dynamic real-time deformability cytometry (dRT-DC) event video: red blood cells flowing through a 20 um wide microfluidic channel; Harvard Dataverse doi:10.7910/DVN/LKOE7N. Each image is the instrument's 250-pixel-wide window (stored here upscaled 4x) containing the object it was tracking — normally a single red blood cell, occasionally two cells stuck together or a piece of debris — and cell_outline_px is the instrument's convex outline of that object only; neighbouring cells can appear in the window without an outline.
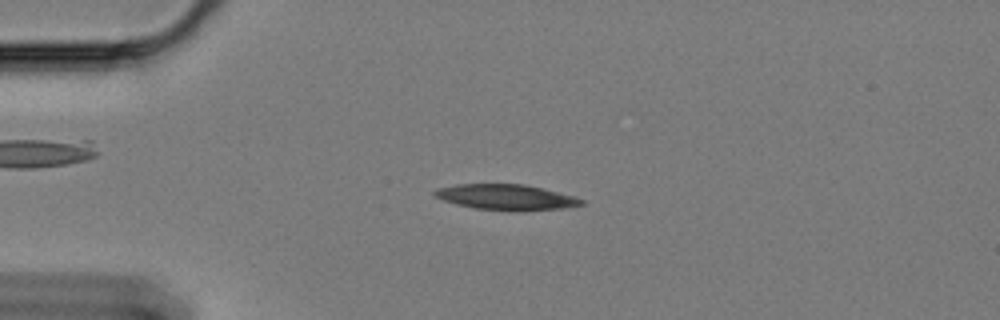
{"species": "Egyptian fruit bat (a non-hibernating species)", "species_latin": "Rousettus aegyptiacus", "temperature_condition": "cold", "stored_images_in_passage": 59, "camera_frame_rate_fps": 3000, "um_per_image_px": 0.085, "animal": {"sex": "female"}, "frame": {"image": 1, "passage_image": 14, "time_ms": 4.333, "image_size_px": [1000, 320], "cell_outline_px": [[584, 204], [564, 208], [476, 208], [456, 204], [444, 200], [436, 196], [432, 192], [436, 188], [456, 184], [524, 184], [572, 196], [584, 200]], "centroid_in_image_um": [42.93, 16.7], "position_along_channel_um": 42.1, "area_um2": 20.52}}
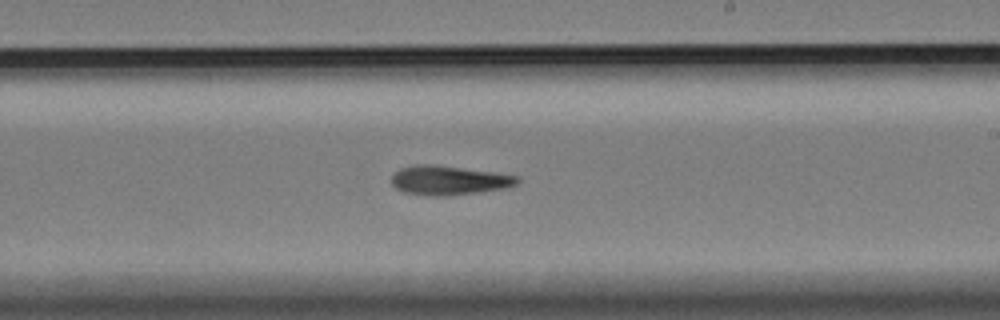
{"frame": {"image": 2, "passage_image": 35, "time_ms": 11.333, "image_size_px": [1000, 320], "cell_outline_px": [[520, 180], [516, 184], [504, 188], [480, 192], [448, 196], [432, 196], [404, 192], [396, 188], [392, 184], [392, 176], [400, 168], [416, 164], [436, 164], [520, 176]], "centroid_in_image_um": [38.15, 15.32], "position_along_channel_um": 250.8, "area_um2": 21.44}}
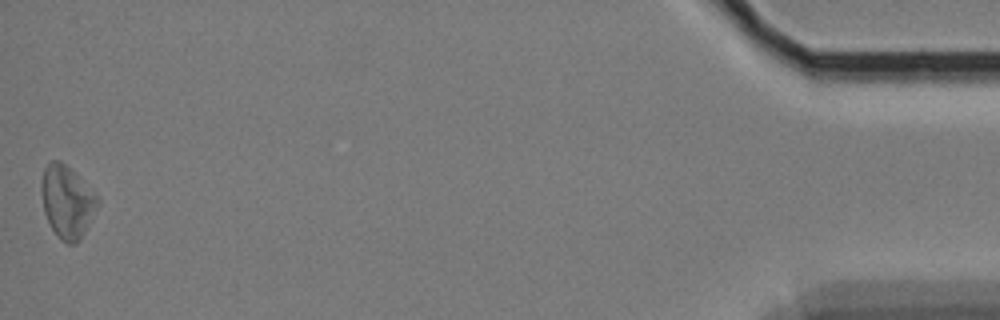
{"frame": {"image": 3, "passage_image": 59, "time_ms": 19.333, "image_size_px": [1000, 320], "cell_outline_px": [[100, 204], [80, 240], [76, 244], [68, 244], [60, 240], [52, 228], [44, 212], [40, 188], [40, 184], [44, 168], [52, 160], [60, 160], [100, 200]], "centroid_in_image_um": [5.68, 17.19], "position_along_channel_um": 429.5, "area_um2": 23.35}, "authors_computed_cell_mechanics": {"area_um2": 21.7906, "velocity_mm_per_s": 3.3461, "shape_relaxation_time_tau1_ms": null, "shape_relaxation_time_tau2_ms": 10.9811, "deformation_change_tau1": null, "deformation_change_tau2": 0.2524}}